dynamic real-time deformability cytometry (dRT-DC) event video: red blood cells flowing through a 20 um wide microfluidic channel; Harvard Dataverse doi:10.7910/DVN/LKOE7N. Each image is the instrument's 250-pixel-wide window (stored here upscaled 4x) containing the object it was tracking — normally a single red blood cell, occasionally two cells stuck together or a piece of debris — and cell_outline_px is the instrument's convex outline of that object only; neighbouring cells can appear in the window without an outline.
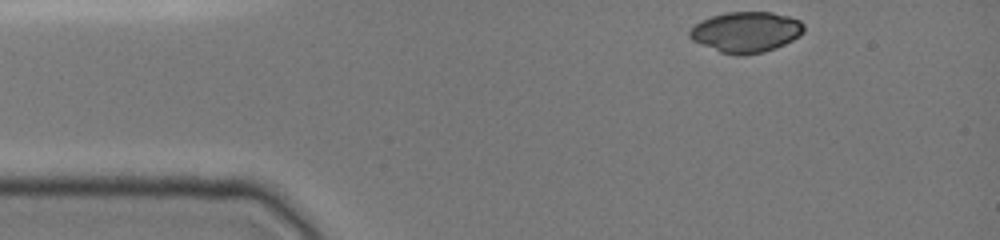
{"species": "common noctule bat (a hibernating species)", "species_latin": "Nyctalus noctula", "temperature_condition": "cold", "stored_images_in_passage": 36, "camera_frame_rate_fps": 3000, "um_per_image_px": 0.085, "animal": {"sex": "female", "body_mass_g": 19.0, "forearm_length_mm": 51.5}, "frame": {"image": 1, "passage_image": 1, "time_ms": 0.0, "image_size_px": [1000, 240], "cell_outline_px": [[804, 32], [800, 36], [776, 48], [764, 52], [744, 56], [736, 56], [720, 52], [700, 44], [692, 40], [688, 36], [688, 32], [700, 20], [724, 12], [772, 12], [788, 16], [800, 20], [804, 24]], "centroid_in_image_um": [63.41, 2.73], "position_along_channel_um": 21.6, "area_um2": 27.34}}
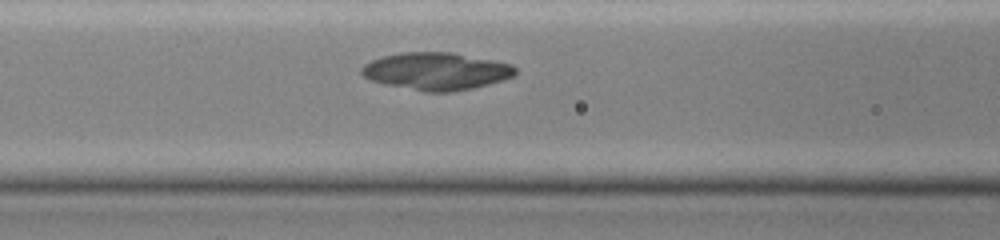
{"frame": {"image": 2, "passage_image": 14, "time_ms": 4.333, "image_size_px": [1000, 240], "cell_outline_px": [[516, 72], [512, 76], [504, 80], [472, 88], [452, 92], [424, 92], [384, 84], [368, 80], [360, 72], [360, 68], [364, 64], [372, 60], [384, 56], [400, 52], [452, 52], [512, 64], [516, 68]], "centroid_in_image_um": [37.05, 6.06], "position_along_channel_um": 129.5, "area_um2": 33.64}}
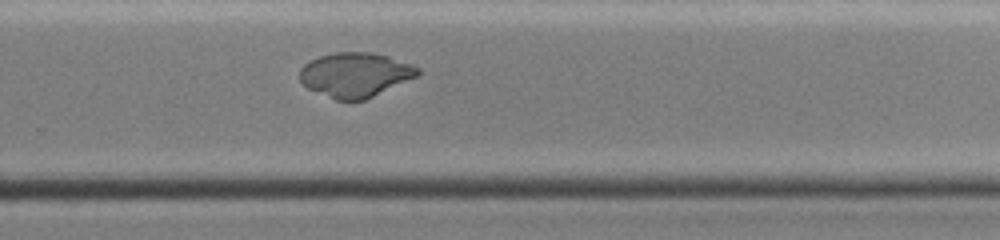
{"frame": {"image": 3, "passage_image": 27, "time_ms": 8.667, "image_size_px": [1000, 240], "cell_outline_px": [[420, 76], [364, 100], [336, 100], [308, 88], [300, 80], [300, 68], [308, 60], [320, 56], [336, 52], [368, 52], [388, 56], [412, 64], [420, 68]], "centroid_in_image_um": [30.23, 6.35], "position_along_channel_um": 299.6, "area_um2": 30.69}}